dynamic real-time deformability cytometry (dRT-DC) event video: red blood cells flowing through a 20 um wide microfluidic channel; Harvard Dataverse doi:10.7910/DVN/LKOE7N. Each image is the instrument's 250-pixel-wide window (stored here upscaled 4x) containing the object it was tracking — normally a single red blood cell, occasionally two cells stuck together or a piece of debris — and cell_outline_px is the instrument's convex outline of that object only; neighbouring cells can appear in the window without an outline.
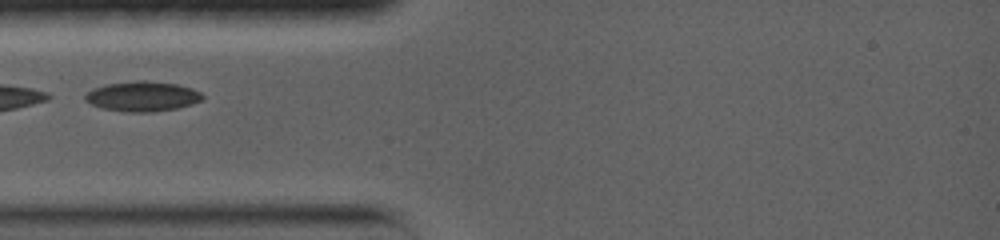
{"species": "common noctule bat (a hibernating species)", "species_latin": "Nyctalus noctula", "temperature_condition": "warm", "stored_images_in_passage": 1, "camera_frame_rate_fps": 5000, "um_per_image_px": 0.085, "animal": {"sex": "female", "body_mass_g": 19.0, "forearm_length_mm": 56.7}, "frame": {"image": 1, "passage_image": 1, "time_ms": 0.0, "image_size_px": [1000, 240], "cell_outline_px": [[204, 96], [200, 100], [192, 104], [176, 108], [152, 112], [128, 112], [100, 108], [84, 100], [84, 96], [92, 88], [108, 84], [136, 80], [144, 80], [176, 84], [192, 88], [200, 92]], "centroid_in_image_um": [12.08, 8.19], "position_along_channel_um": 72.9, "area_um2": 20.46}}